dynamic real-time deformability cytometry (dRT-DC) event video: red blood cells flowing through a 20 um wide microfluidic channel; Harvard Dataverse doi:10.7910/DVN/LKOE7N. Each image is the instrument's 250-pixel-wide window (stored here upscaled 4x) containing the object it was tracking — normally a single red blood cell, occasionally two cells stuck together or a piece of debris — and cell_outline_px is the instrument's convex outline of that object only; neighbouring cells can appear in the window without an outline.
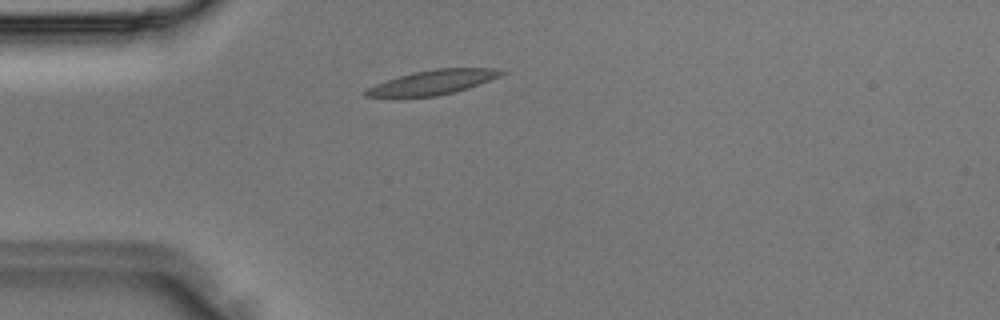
{"species": "Egyptian fruit bat (a non-hibernating species)", "species_latin": "Rousettus aegyptiacus", "temperature_condition": "room temperature", "stored_images_in_passage": 29, "camera_frame_rate_fps": 3000, "um_per_image_px": 0.085, "animal": {"sex": "male"}, "frame": {"image": 1, "passage_image": 2, "time_ms": 0.333, "image_size_px": [1000, 320], "cell_outline_px": [[508, 72], [500, 76], [468, 88], [456, 92], [436, 96], [364, 96], [364, 92], [368, 88], [376, 84], [412, 72], [436, 68], [492, 68]], "centroid_in_image_um": [36.85, 6.98], "position_along_channel_um": 48.2, "area_um2": 18.96}}
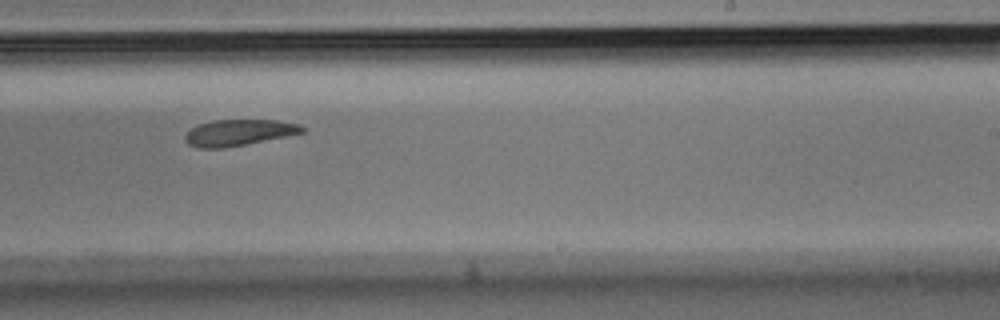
{"frame": {"image": 2, "passage_image": 15, "time_ms": 4.667, "image_size_px": [1000, 320], "cell_outline_px": [[304, 132], [244, 144], [220, 148], [200, 148], [188, 144], [184, 140], [184, 136], [192, 128], [200, 124], [212, 120], [276, 120], [300, 124], [304, 128]], "centroid_in_image_um": [20.26, 11.26], "position_along_channel_um": 268.7, "area_um2": 17.51}}
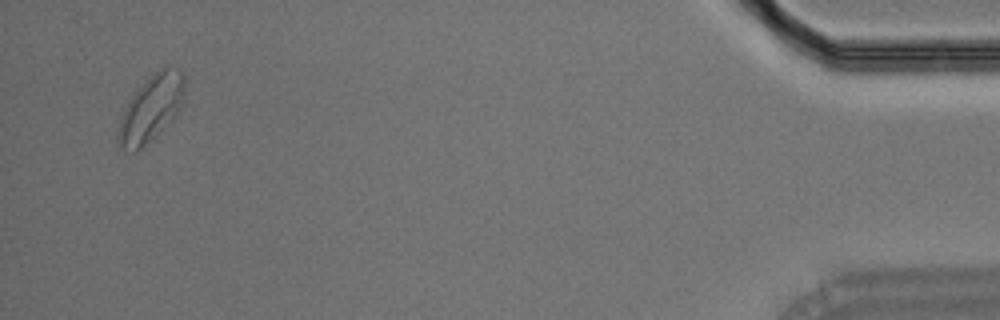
{"frame": {"image": 3, "passage_image": 28, "time_ms": 9.0, "image_size_px": [1000, 320], "cell_outline_px": [[184, 100], [176, 116], [136, 152], [132, 152], [124, 148], [116, 140], [116, 128], [120, 116], [128, 100], [152, 72], [168, 64], [180, 68], [184, 76]], "centroid_in_image_um": [12.84, 9.15], "position_along_channel_um": 422.4, "area_um2": 26.01}}